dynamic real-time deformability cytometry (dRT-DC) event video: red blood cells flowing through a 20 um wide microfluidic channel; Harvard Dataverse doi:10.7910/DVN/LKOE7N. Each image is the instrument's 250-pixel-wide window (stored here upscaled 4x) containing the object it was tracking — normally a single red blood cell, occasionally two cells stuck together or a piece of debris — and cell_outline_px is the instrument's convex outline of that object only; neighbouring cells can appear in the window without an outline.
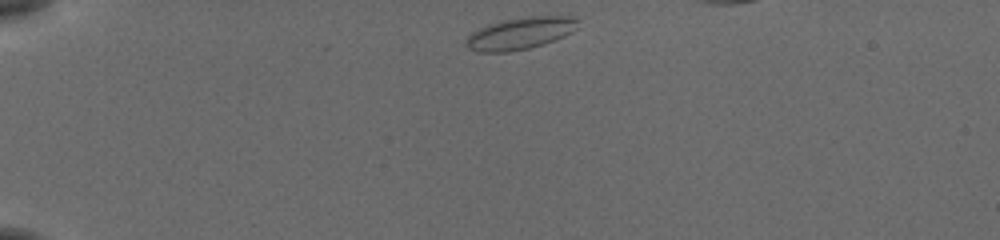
{"species": "common noctule bat (a hibernating species)", "species_latin": "Nyctalus noctula", "temperature_condition": "cold", "stored_images_in_passage": 37, "camera_frame_rate_fps": 3000, "um_per_image_px": 0.085, "animal": {"sex": "female", "body_mass_g": 19.5, "forearm_length_mm": 54.1}, "frame": {"image": 1, "passage_image": 1, "time_ms": 0.0, "image_size_px": [1000, 240], "cell_outline_px": [[580, 28], [564, 36], [544, 44], [528, 48], [508, 52], [476, 52], [468, 48], [464, 44], [464, 40], [472, 32], [488, 24], [500, 20], [528, 16], [572, 16], [580, 20]], "centroid_in_image_um": [44.24, 2.82], "position_along_channel_um": 40.8, "area_um2": 21.27}}
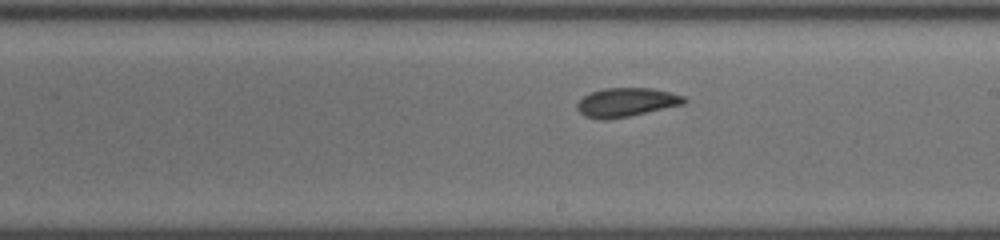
{"frame": {"image": 2, "passage_image": 20, "time_ms": 6.333, "image_size_px": [1000, 240], "cell_outline_px": [[688, 100], [684, 104], [628, 116], [604, 120], [600, 120], [584, 116], [576, 108], [576, 104], [584, 96], [592, 92], [604, 88], [652, 88], [684, 96]], "centroid_in_image_um": [53.22, 8.7], "position_along_channel_um": 235.8, "area_um2": 17.86}}
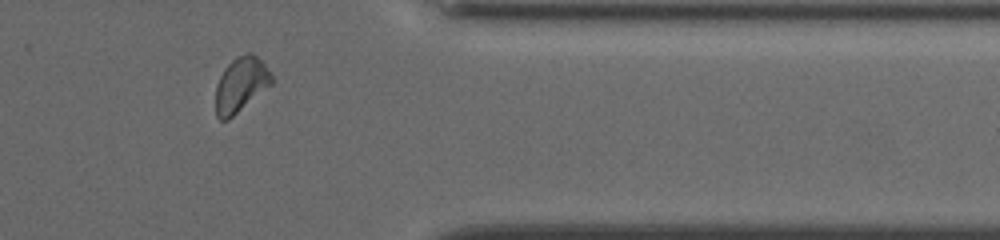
{"frame": {"image": 3, "passage_image": 32, "time_ms": 10.333, "image_size_px": [1000, 240], "cell_outline_px": [[276, 80], [272, 84], [228, 120], [220, 120], [216, 116], [216, 84], [224, 68], [236, 56], [248, 52], [252, 52], [264, 64]], "centroid_in_image_um": [20.48, 7.18], "position_along_channel_um": 390.9, "area_um2": 17.92}}